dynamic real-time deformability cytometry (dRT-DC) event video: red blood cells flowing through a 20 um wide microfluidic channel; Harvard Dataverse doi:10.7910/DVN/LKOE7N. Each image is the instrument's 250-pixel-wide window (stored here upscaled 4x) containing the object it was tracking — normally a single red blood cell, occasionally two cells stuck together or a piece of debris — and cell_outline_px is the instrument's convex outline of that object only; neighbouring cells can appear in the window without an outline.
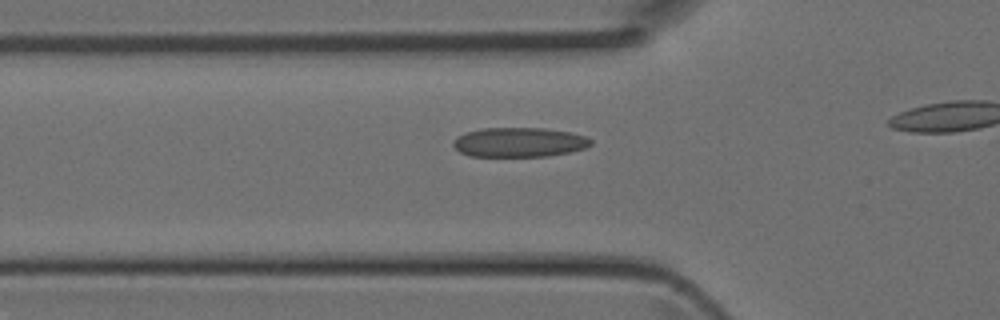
{"species": "Egyptian fruit bat (a non-hibernating species)", "species_latin": "Rousettus aegyptiacus", "temperature_condition": "room temperature", "stored_images_in_passage": 13, "camera_frame_rate_fps": 3000, "um_per_image_px": 0.085, "animal": {"sex": "female"}, "frame": {"image": 1, "passage_image": 6, "time_ms": 1.667, "image_size_px": [1000, 320], "cell_outline_px": [[592, 144], [584, 148], [568, 152], [548, 156], [468, 156], [460, 152], [452, 144], [456, 136], [464, 132], [484, 128], [544, 128], [568, 132], [584, 136], [592, 140]], "centroid_in_image_um": [44.08, 12.09], "position_along_channel_um": 81.7, "area_um2": 23.58}}
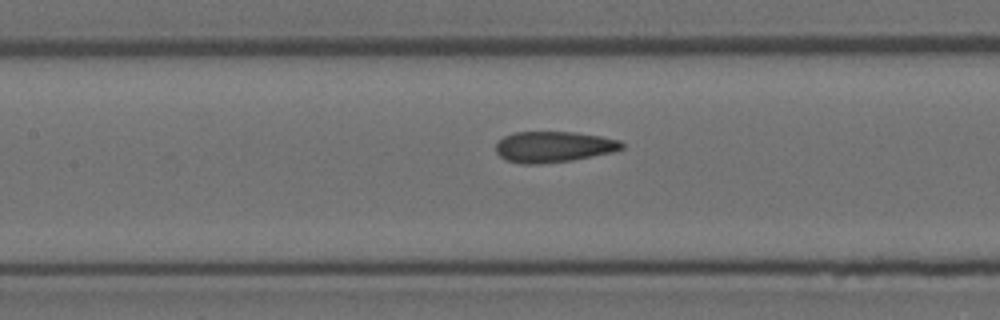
{"frame": {"image": 2, "passage_image": 11, "time_ms": 3.333, "image_size_px": [1000, 320], "cell_outline_px": [[624, 148], [612, 152], [572, 160], [540, 164], [524, 164], [504, 160], [496, 152], [496, 144], [504, 136], [516, 132], [572, 132], [600, 136], [620, 140], [624, 144]], "centroid_in_image_um": [47.04, 12.48], "position_along_channel_um": 160.4, "area_um2": 22.66}}